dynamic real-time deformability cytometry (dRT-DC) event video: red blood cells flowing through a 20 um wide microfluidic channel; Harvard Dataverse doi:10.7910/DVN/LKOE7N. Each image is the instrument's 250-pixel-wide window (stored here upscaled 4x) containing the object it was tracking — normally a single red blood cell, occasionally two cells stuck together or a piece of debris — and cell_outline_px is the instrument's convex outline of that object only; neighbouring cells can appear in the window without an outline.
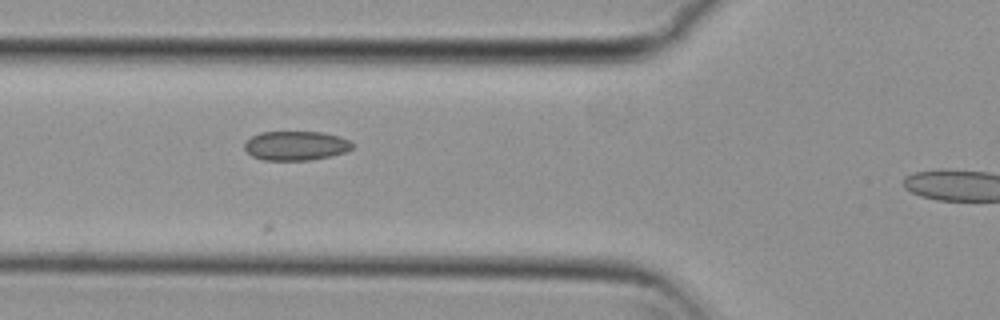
{"species": "common noctule bat (a hibernating species)", "species_latin": "Nyctalus noctula", "temperature_condition": "cold", "stored_images_in_passage": 17, "camera_frame_rate_fps": 3000, "um_per_image_px": 0.085, "animal": {"sex": "female", "body_mass_g": 29.2, "forearm_length_mm": 56.3}, "frame": {"image": 1, "passage_image": 10, "time_ms": 3.0, "image_size_px": [1000, 320], "cell_outline_px": [[356, 144], [352, 148], [344, 152], [332, 156], [312, 160], [264, 160], [252, 156], [244, 148], [244, 144], [252, 136], [260, 132], [324, 132], [340, 136]], "centroid_in_image_um": [25.18, 12.38], "position_along_channel_um": 100.6, "area_um2": 18.5}}
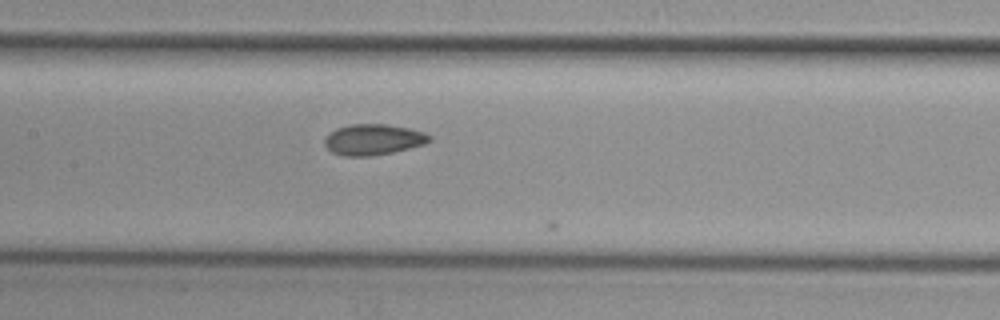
{"frame": {"image": 2, "passage_image": 16, "time_ms": 5.0, "image_size_px": [1000, 320], "cell_outline_px": [[432, 140], [424, 144], [392, 152], [368, 156], [344, 156], [332, 152], [324, 144], [324, 140], [336, 128], [352, 124], [388, 124], [408, 128], [424, 132], [432, 136]], "centroid_in_image_um": [31.75, 11.85], "position_along_channel_um": 175.7, "area_um2": 18.67}}